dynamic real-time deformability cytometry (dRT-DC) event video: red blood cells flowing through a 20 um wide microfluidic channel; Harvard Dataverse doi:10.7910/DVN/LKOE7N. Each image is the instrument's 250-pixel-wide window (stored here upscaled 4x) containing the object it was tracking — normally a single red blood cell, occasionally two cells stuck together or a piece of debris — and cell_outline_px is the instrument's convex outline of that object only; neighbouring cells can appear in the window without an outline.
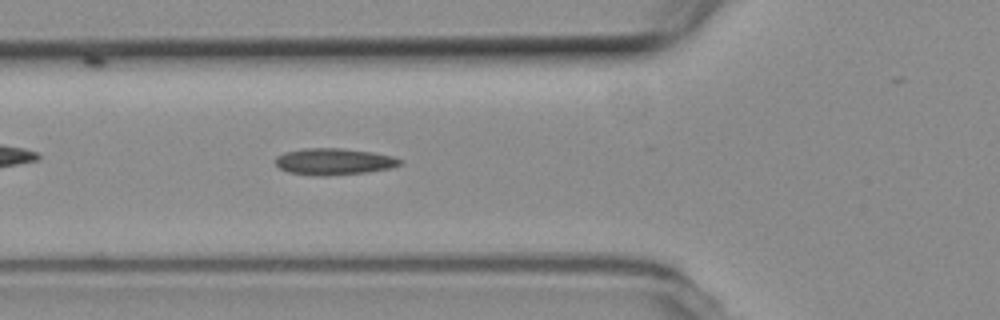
{"species": "common noctule bat (a hibernating species)", "species_latin": "Nyctalus noctula", "temperature_condition": "room temperature", "stored_images_in_passage": 43, "camera_frame_rate_fps": 3000, "um_per_image_px": 0.085, "animal": {"sex": "female", "body_mass_g": 19.3, "forearm_length_mm": 54.1}, "frame": {"image": 1, "passage_image": 7, "time_ms": 2.0, "image_size_px": [1000, 320], "cell_outline_px": [[404, 160], [400, 164], [392, 168], [364, 172], [328, 176], [312, 176], [288, 172], [280, 168], [276, 164], [276, 156], [284, 152], [304, 148], [340, 148], [372, 152], [392, 156]], "centroid_in_image_um": [28.37, 13.73], "position_along_channel_um": 97.4, "area_um2": 19.36}}
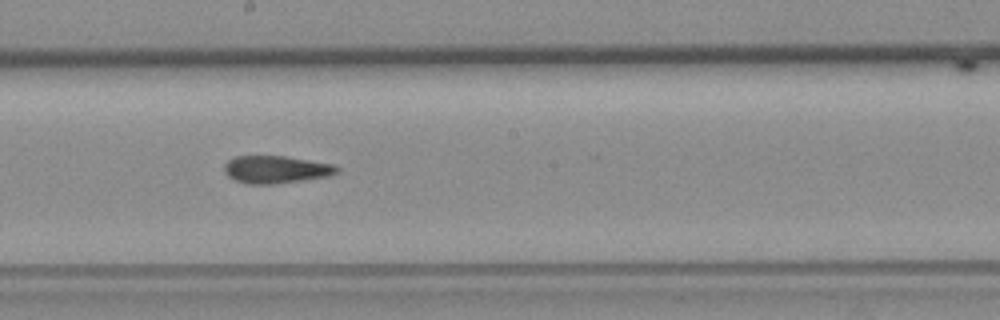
{"frame": {"image": 2, "passage_image": 17, "time_ms": 5.333, "image_size_px": [1000, 320], "cell_outline_px": [[340, 172], [332, 176], [304, 180], [272, 184], [248, 184], [236, 180], [228, 176], [224, 172], [224, 164], [228, 160], [236, 156], [284, 156], [332, 164], [340, 168]], "centroid_in_image_um": [23.48, 14.41], "position_along_channel_um": 224.7, "area_um2": 18.15}}
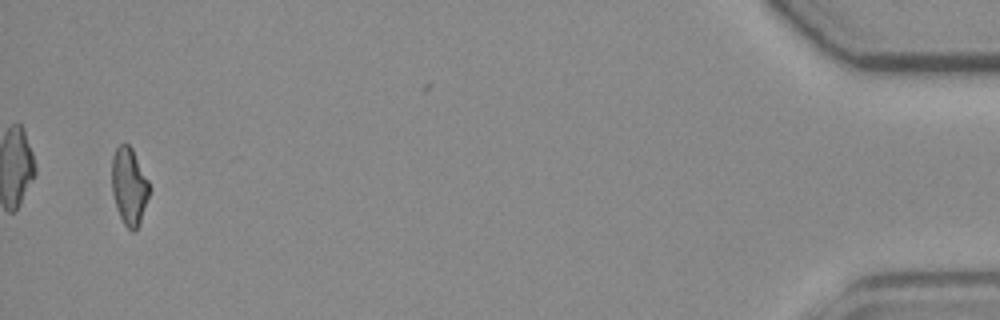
{"frame": {"image": 3, "passage_image": 40, "time_ms": 13.0, "image_size_px": [1000, 320], "cell_outline_px": [[148, 196], [140, 224], [132, 232], [124, 224], [116, 208], [112, 192], [112, 156], [116, 148], [120, 144], [128, 144], [132, 148], [148, 180]], "centroid_in_image_um": [10.96, 15.83], "position_along_channel_um": 424.2, "area_um2": 16.65}}